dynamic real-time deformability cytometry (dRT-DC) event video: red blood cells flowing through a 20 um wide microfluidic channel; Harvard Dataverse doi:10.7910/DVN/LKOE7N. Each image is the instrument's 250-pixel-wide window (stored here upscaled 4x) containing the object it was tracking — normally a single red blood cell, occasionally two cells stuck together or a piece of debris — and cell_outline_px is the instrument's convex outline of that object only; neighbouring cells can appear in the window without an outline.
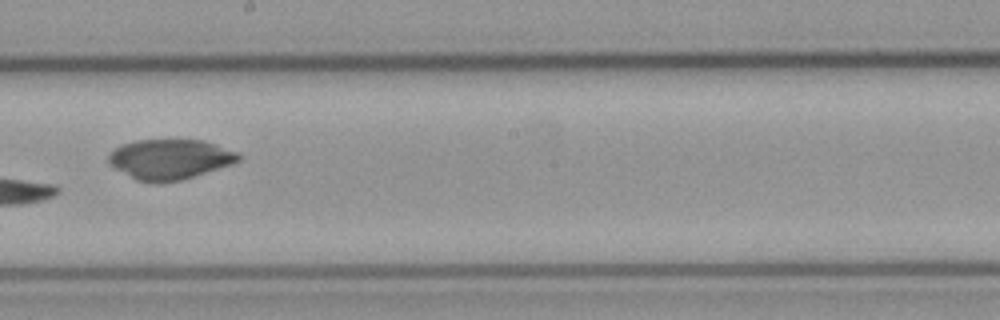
{"species": "common noctule bat (a hibernating species)", "species_latin": "Nyctalus noctula", "temperature_condition": "cold", "stored_images_in_passage": 10, "camera_frame_rate_fps": 3000, "um_per_image_px": 0.085, "animal": {"sex": "male", "body_mass_g": 23.1, "forearm_length_mm": 52.7}, "frame": {"image": 1, "passage_image": 9, "time_ms": 9.0, "image_size_px": [1000, 320], "cell_outline_px": [[240, 160], [232, 164], [180, 180], [160, 184], [156, 184], [136, 180], [116, 168], [108, 160], [108, 156], [120, 144], [136, 140], [204, 140], [240, 152]], "centroid_in_image_um": [14.47, 13.53], "position_along_channel_um": 233.7, "area_um2": 30.35}}